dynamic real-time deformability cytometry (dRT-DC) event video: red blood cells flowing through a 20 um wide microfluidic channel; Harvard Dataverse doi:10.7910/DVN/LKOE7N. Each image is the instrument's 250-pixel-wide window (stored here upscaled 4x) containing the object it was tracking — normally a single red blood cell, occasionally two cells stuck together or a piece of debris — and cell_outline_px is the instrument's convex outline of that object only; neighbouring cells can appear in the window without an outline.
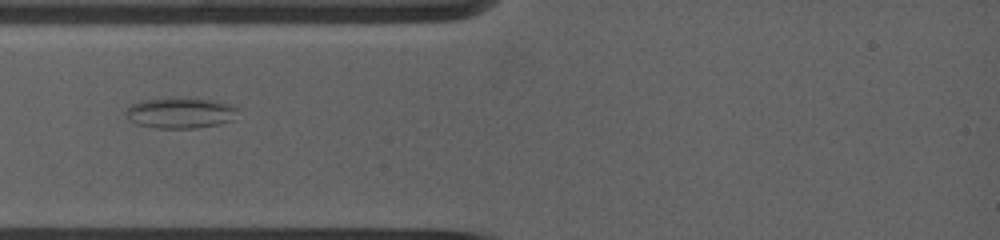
{"species": "common noctule bat (a hibernating species)", "species_latin": "Nyctalus noctula", "temperature_condition": "warm", "stored_images_in_passage": 26, "camera_frame_rate_fps": 5000, "um_per_image_px": 0.085, "animal": {"sex": "female", "body_mass_g": 19.0, "forearm_length_mm": 53.3}, "frame": {"image": 1, "passage_image": 1, "time_ms": 0.0, "image_size_px": [1000, 240], "cell_outline_px": [[240, 108], [232, 120], [220, 124], [196, 128], [156, 128], [136, 124], [124, 112], [132, 104], [140, 100], [176, 96], [188, 96], [212, 100]], "centroid_in_image_um": [15.33, 9.57], "position_along_channel_um": 69.7, "area_um2": 20.46}}
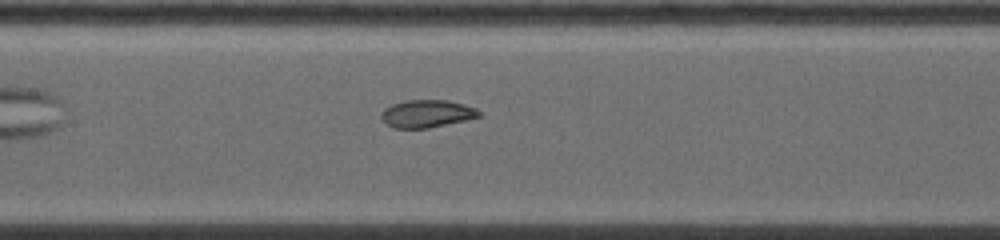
{"frame": {"image": 2, "passage_image": 13, "time_ms": 2.6, "image_size_px": [1000, 240], "cell_outline_px": [[480, 116], [464, 120], [428, 128], [396, 128], [388, 124], [380, 116], [380, 112], [384, 108], [392, 104], [404, 100], [448, 100], [464, 104], [476, 108], [480, 112]], "centroid_in_image_um": [36.26, 9.64], "position_along_channel_um": 171.1, "area_um2": 15.61}}
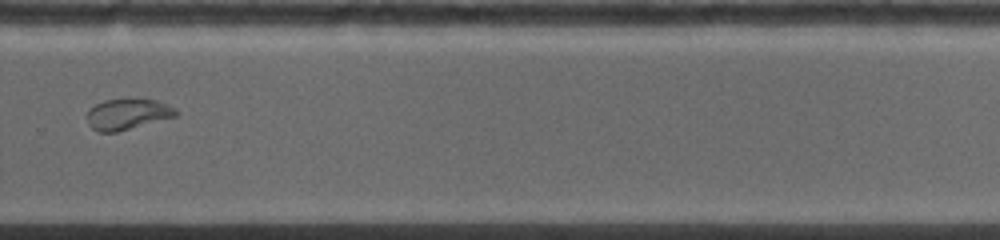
{"frame": {"image": 3, "passage_image": 24, "time_ms": 6.4, "image_size_px": [1000, 240], "cell_outline_px": [[180, 112], [176, 116], [116, 132], [100, 132], [92, 128], [88, 124], [88, 112], [96, 104], [104, 100], [156, 100], [176, 108]], "centroid_in_image_um": [10.86, 9.71], "position_along_channel_um": 318.9, "area_um2": 15.55}}